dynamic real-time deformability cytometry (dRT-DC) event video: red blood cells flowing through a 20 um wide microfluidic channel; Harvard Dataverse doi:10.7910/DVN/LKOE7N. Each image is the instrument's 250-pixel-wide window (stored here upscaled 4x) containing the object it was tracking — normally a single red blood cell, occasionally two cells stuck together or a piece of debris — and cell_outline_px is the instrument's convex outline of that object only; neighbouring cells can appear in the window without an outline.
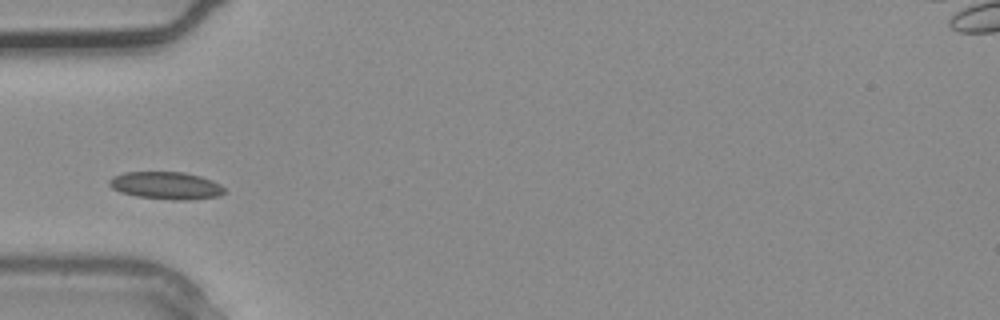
{"species": "common noctule bat (a hibernating species)", "species_latin": "Nyctalus noctula", "temperature_condition": "warm", "stored_images_in_passage": 2, "camera_frame_rate_fps": 3000, "um_per_image_px": 0.085, "animal": {"sex": "male", "body_mass_g": 20.4}, "frame": {"image": 1, "passage_image": 2, "time_ms": 0.333, "image_size_px": [1000, 320], "cell_outline_px": [[224, 192], [220, 196], [188, 200], [172, 200], [136, 196], [120, 192], [112, 188], [108, 184], [108, 180], [112, 176], [124, 172], [184, 172], [200, 176], [212, 180], [220, 184], [224, 188]], "centroid_in_image_um": [14.1, 15.77], "position_along_channel_um": 70.9, "area_um2": 18.55}}